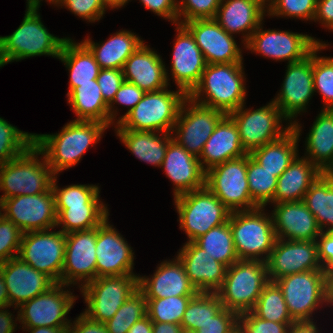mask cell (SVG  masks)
<instances>
[{"instance_id": "cell-71", "label": "cell", "mask_w": 333, "mask_h": 333, "mask_svg": "<svg viewBox=\"0 0 333 333\" xmlns=\"http://www.w3.org/2000/svg\"><path fill=\"white\" fill-rule=\"evenodd\" d=\"M325 174L333 181V164L325 171Z\"/></svg>"}, {"instance_id": "cell-67", "label": "cell", "mask_w": 333, "mask_h": 333, "mask_svg": "<svg viewBox=\"0 0 333 333\" xmlns=\"http://www.w3.org/2000/svg\"><path fill=\"white\" fill-rule=\"evenodd\" d=\"M68 327H35V328H23L24 331H28V333H67Z\"/></svg>"}, {"instance_id": "cell-36", "label": "cell", "mask_w": 333, "mask_h": 333, "mask_svg": "<svg viewBox=\"0 0 333 333\" xmlns=\"http://www.w3.org/2000/svg\"><path fill=\"white\" fill-rule=\"evenodd\" d=\"M115 131L117 137L137 159L154 167H161L168 144L173 140L172 133L126 129H115Z\"/></svg>"}, {"instance_id": "cell-14", "label": "cell", "mask_w": 333, "mask_h": 333, "mask_svg": "<svg viewBox=\"0 0 333 333\" xmlns=\"http://www.w3.org/2000/svg\"><path fill=\"white\" fill-rule=\"evenodd\" d=\"M63 287L68 285L56 283L47 292L22 303L18 307V321L22 328L69 327L71 320L66 315L77 297Z\"/></svg>"}, {"instance_id": "cell-49", "label": "cell", "mask_w": 333, "mask_h": 333, "mask_svg": "<svg viewBox=\"0 0 333 333\" xmlns=\"http://www.w3.org/2000/svg\"><path fill=\"white\" fill-rule=\"evenodd\" d=\"M194 296L146 298L147 315L152 322L180 324L190 299Z\"/></svg>"}, {"instance_id": "cell-16", "label": "cell", "mask_w": 333, "mask_h": 333, "mask_svg": "<svg viewBox=\"0 0 333 333\" xmlns=\"http://www.w3.org/2000/svg\"><path fill=\"white\" fill-rule=\"evenodd\" d=\"M262 29L261 23L244 47L251 52L263 55L265 58L276 61L287 60L288 64L302 60L318 44H324L308 34Z\"/></svg>"}, {"instance_id": "cell-25", "label": "cell", "mask_w": 333, "mask_h": 333, "mask_svg": "<svg viewBox=\"0 0 333 333\" xmlns=\"http://www.w3.org/2000/svg\"><path fill=\"white\" fill-rule=\"evenodd\" d=\"M176 257L198 292L216 293L220 289L227 266L209 256L194 241H186Z\"/></svg>"}, {"instance_id": "cell-40", "label": "cell", "mask_w": 333, "mask_h": 333, "mask_svg": "<svg viewBox=\"0 0 333 333\" xmlns=\"http://www.w3.org/2000/svg\"><path fill=\"white\" fill-rule=\"evenodd\" d=\"M56 213L64 234L98 227L109 216L106 205L56 206Z\"/></svg>"}, {"instance_id": "cell-3", "label": "cell", "mask_w": 333, "mask_h": 333, "mask_svg": "<svg viewBox=\"0 0 333 333\" xmlns=\"http://www.w3.org/2000/svg\"><path fill=\"white\" fill-rule=\"evenodd\" d=\"M20 26L8 36H0V67L26 58L48 55L59 58L67 37L51 34L41 21L40 5H27Z\"/></svg>"}, {"instance_id": "cell-4", "label": "cell", "mask_w": 333, "mask_h": 333, "mask_svg": "<svg viewBox=\"0 0 333 333\" xmlns=\"http://www.w3.org/2000/svg\"><path fill=\"white\" fill-rule=\"evenodd\" d=\"M54 176L44 154L32 144L17 158L0 165V190L4 192L0 200L47 192Z\"/></svg>"}, {"instance_id": "cell-66", "label": "cell", "mask_w": 333, "mask_h": 333, "mask_svg": "<svg viewBox=\"0 0 333 333\" xmlns=\"http://www.w3.org/2000/svg\"><path fill=\"white\" fill-rule=\"evenodd\" d=\"M325 303L333 306V270L325 271Z\"/></svg>"}, {"instance_id": "cell-10", "label": "cell", "mask_w": 333, "mask_h": 333, "mask_svg": "<svg viewBox=\"0 0 333 333\" xmlns=\"http://www.w3.org/2000/svg\"><path fill=\"white\" fill-rule=\"evenodd\" d=\"M244 107L245 104L228 115L237 125L243 149L249 154L279 139L292 128V124L283 127L282 121L288 119L273 101L256 110H244Z\"/></svg>"}, {"instance_id": "cell-62", "label": "cell", "mask_w": 333, "mask_h": 333, "mask_svg": "<svg viewBox=\"0 0 333 333\" xmlns=\"http://www.w3.org/2000/svg\"><path fill=\"white\" fill-rule=\"evenodd\" d=\"M8 307L0 308V333H13L15 332V327L17 323L15 321L19 320V314L17 318L14 319V315L11 312H8ZM13 316V317H12Z\"/></svg>"}, {"instance_id": "cell-46", "label": "cell", "mask_w": 333, "mask_h": 333, "mask_svg": "<svg viewBox=\"0 0 333 333\" xmlns=\"http://www.w3.org/2000/svg\"><path fill=\"white\" fill-rule=\"evenodd\" d=\"M34 143V133L19 130L0 117V165L23 154Z\"/></svg>"}, {"instance_id": "cell-33", "label": "cell", "mask_w": 333, "mask_h": 333, "mask_svg": "<svg viewBox=\"0 0 333 333\" xmlns=\"http://www.w3.org/2000/svg\"><path fill=\"white\" fill-rule=\"evenodd\" d=\"M93 54L101 69L122 70L126 60L144 43L139 36L128 30H120L106 42L96 43L89 36L81 41Z\"/></svg>"}, {"instance_id": "cell-68", "label": "cell", "mask_w": 333, "mask_h": 333, "mask_svg": "<svg viewBox=\"0 0 333 333\" xmlns=\"http://www.w3.org/2000/svg\"><path fill=\"white\" fill-rule=\"evenodd\" d=\"M9 307V296L4 281L2 271L0 269V308Z\"/></svg>"}, {"instance_id": "cell-52", "label": "cell", "mask_w": 333, "mask_h": 333, "mask_svg": "<svg viewBox=\"0 0 333 333\" xmlns=\"http://www.w3.org/2000/svg\"><path fill=\"white\" fill-rule=\"evenodd\" d=\"M23 234L20 228L2 215L0 218V265L11 258L18 257Z\"/></svg>"}, {"instance_id": "cell-45", "label": "cell", "mask_w": 333, "mask_h": 333, "mask_svg": "<svg viewBox=\"0 0 333 333\" xmlns=\"http://www.w3.org/2000/svg\"><path fill=\"white\" fill-rule=\"evenodd\" d=\"M147 315V300L138 289L105 324L108 333H127L141 318Z\"/></svg>"}, {"instance_id": "cell-26", "label": "cell", "mask_w": 333, "mask_h": 333, "mask_svg": "<svg viewBox=\"0 0 333 333\" xmlns=\"http://www.w3.org/2000/svg\"><path fill=\"white\" fill-rule=\"evenodd\" d=\"M272 219L278 239L316 241L321 230L303 201L273 204Z\"/></svg>"}, {"instance_id": "cell-23", "label": "cell", "mask_w": 333, "mask_h": 333, "mask_svg": "<svg viewBox=\"0 0 333 333\" xmlns=\"http://www.w3.org/2000/svg\"><path fill=\"white\" fill-rule=\"evenodd\" d=\"M175 43L173 46L171 72L176 85L187 96L199 83L207 65L203 53L183 24H176Z\"/></svg>"}, {"instance_id": "cell-34", "label": "cell", "mask_w": 333, "mask_h": 333, "mask_svg": "<svg viewBox=\"0 0 333 333\" xmlns=\"http://www.w3.org/2000/svg\"><path fill=\"white\" fill-rule=\"evenodd\" d=\"M301 129V124L295 119L286 134L253 150L250 156L278 178L299 155L297 147Z\"/></svg>"}, {"instance_id": "cell-35", "label": "cell", "mask_w": 333, "mask_h": 333, "mask_svg": "<svg viewBox=\"0 0 333 333\" xmlns=\"http://www.w3.org/2000/svg\"><path fill=\"white\" fill-rule=\"evenodd\" d=\"M307 136L305 158L325 173L333 164V110L322 109Z\"/></svg>"}, {"instance_id": "cell-8", "label": "cell", "mask_w": 333, "mask_h": 333, "mask_svg": "<svg viewBox=\"0 0 333 333\" xmlns=\"http://www.w3.org/2000/svg\"><path fill=\"white\" fill-rule=\"evenodd\" d=\"M180 229L193 242L214 227L226 223L231 211L206 187L174 197Z\"/></svg>"}, {"instance_id": "cell-31", "label": "cell", "mask_w": 333, "mask_h": 333, "mask_svg": "<svg viewBox=\"0 0 333 333\" xmlns=\"http://www.w3.org/2000/svg\"><path fill=\"white\" fill-rule=\"evenodd\" d=\"M246 154L240 141L237 125L229 115H225L205 143L198 159L203 170L207 172L225 161Z\"/></svg>"}, {"instance_id": "cell-30", "label": "cell", "mask_w": 333, "mask_h": 333, "mask_svg": "<svg viewBox=\"0 0 333 333\" xmlns=\"http://www.w3.org/2000/svg\"><path fill=\"white\" fill-rule=\"evenodd\" d=\"M265 13L267 7L263 0H221L214 19L228 34L242 32L245 45L263 23Z\"/></svg>"}, {"instance_id": "cell-17", "label": "cell", "mask_w": 333, "mask_h": 333, "mask_svg": "<svg viewBox=\"0 0 333 333\" xmlns=\"http://www.w3.org/2000/svg\"><path fill=\"white\" fill-rule=\"evenodd\" d=\"M2 214L24 233L53 229L57 225L55 195L52 187L42 194L3 199Z\"/></svg>"}, {"instance_id": "cell-58", "label": "cell", "mask_w": 333, "mask_h": 333, "mask_svg": "<svg viewBox=\"0 0 333 333\" xmlns=\"http://www.w3.org/2000/svg\"><path fill=\"white\" fill-rule=\"evenodd\" d=\"M146 9L158 16L171 21L172 24L178 23V0H139Z\"/></svg>"}, {"instance_id": "cell-7", "label": "cell", "mask_w": 333, "mask_h": 333, "mask_svg": "<svg viewBox=\"0 0 333 333\" xmlns=\"http://www.w3.org/2000/svg\"><path fill=\"white\" fill-rule=\"evenodd\" d=\"M268 282L265 262L238 260L227 267L225 279L216 294L224 308L239 315L253 310Z\"/></svg>"}, {"instance_id": "cell-54", "label": "cell", "mask_w": 333, "mask_h": 333, "mask_svg": "<svg viewBox=\"0 0 333 333\" xmlns=\"http://www.w3.org/2000/svg\"><path fill=\"white\" fill-rule=\"evenodd\" d=\"M291 324L263 320L252 311L239 314L238 316V330L241 333H288Z\"/></svg>"}, {"instance_id": "cell-61", "label": "cell", "mask_w": 333, "mask_h": 333, "mask_svg": "<svg viewBox=\"0 0 333 333\" xmlns=\"http://www.w3.org/2000/svg\"><path fill=\"white\" fill-rule=\"evenodd\" d=\"M314 21L333 31V0H317Z\"/></svg>"}, {"instance_id": "cell-24", "label": "cell", "mask_w": 333, "mask_h": 333, "mask_svg": "<svg viewBox=\"0 0 333 333\" xmlns=\"http://www.w3.org/2000/svg\"><path fill=\"white\" fill-rule=\"evenodd\" d=\"M9 296V307L14 309L47 292L56 283L46 274L37 271L19 257L11 258L0 265Z\"/></svg>"}, {"instance_id": "cell-73", "label": "cell", "mask_w": 333, "mask_h": 333, "mask_svg": "<svg viewBox=\"0 0 333 333\" xmlns=\"http://www.w3.org/2000/svg\"><path fill=\"white\" fill-rule=\"evenodd\" d=\"M183 333H195V332L184 331Z\"/></svg>"}, {"instance_id": "cell-55", "label": "cell", "mask_w": 333, "mask_h": 333, "mask_svg": "<svg viewBox=\"0 0 333 333\" xmlns=\"http://www.w3.org/2000/svg\"><path fill=\"white\" fill-rule=\"evenodd\" d=\"M144 94L145 92L135 84L124 81L120 86L119 90L116 92L114 100L108 106L109 126H111V124L114 125L115 120H117L116 122L118 123L129 111H131L140 102ZM114 104H120L124 107L127 106V112L124 115L118 117L119 119H115L118 113L117 109H114Z\"/></svg>"}, {"instance_id": "cell-39", "label": "cell", "mask_w": 333, "mask_h": 333, "mask_svg": "<svg viewBox=\"0 0 333 333\" xmlns=\"http://www.w3.org/2000/svg\"><path fill=\"white\" fill-rule=\"evenodd\" d=\"M303 202L315 216L321 232H333V181L325 173L310 186Z\"/></svg>"}, {"instance_id": "cell-57", "label": "cell", "mask_w": 333, "mask_h": 333, "mask_svg": "<svg viewBox=\"0 0 333 333\" xmlns=\"http://www.w3.org/2000/svg\"><path fill=\"white\" fill-rule=\"evenodd\" d=\"M123 71L119 69H100L97 82L104 101L110 105L115 98L116 92L124 82Z\"/></svg>"}, {"instance_id": "cell-51", "label": "cell", "mask_w": 333, "mask_h": 333, "mask_svg": "<svg viewBox=\"0 0 333 333\" xmlns=\"http://www.w3.org/2000/svg\"><path fill=\"white\" fill-rule=\"evenodd\" d=\"M220 3L221 0L177 1L178 23L183 24L197 19H214Z\"/></svg>"}, {"instance_id": "cell-41", "label": "cell", "mask_w": 333, "mask_h": 333, "mask_svg": "<svg viewBox=\"0 0 333 333\" xmlns=\"http://www.w3.org/2000/svg\"><path fill=\"white\" fill-rule=\"evenodd\" d=\"M194 242L215 260L230 267L239 260L235 250L229 219L226 223L214 227Z\"/></svg>"}, {"instance_id": "cell-18", "label": "cell", "mask_w": 333, "mask_h": 333, "mask_svg": "<svg viewBox=\"0 0 333 333\" xmlns=\"http://www.w3.org/2000/svg\"><path fill=\"white\" fill-rule=\"evenodd\" d=\"M285 79L278 95L272 101L292 124L298 114L305 112L314 95L313 50L302 60L287 63Z\"/></svg>"}, {"instance_id": "cell-64", "label": "cell", "mask_w": 333, "mask_h": 333, "mask_svg": "<svg viewBox=\"0 0 333 333\" xmlns=\"http://www.w3.org/2000/svg\"><path fill=\"white\" fill-rule=\"evenodd\" d=\"M153 333H183L184 330L180 324L168 322H152Z\"/></svg>"}, {"instance_id": "cell-53", "label": "cell", "mask_w": 333, "mask_h": 333, "mask_svg": "<svg viewBox=\"0 0 333 333\" xmlns=\"http://www.w3.org/2000/svg\"><path fill=\"white\" fill-rule=\"evenodd\" d=\"M55 6H65L74 15L87 22L99 21L108 9L103 0H55Z\"/></svg>"}, {"instance_id": "cell-60", "label": "cell", "mask_w": 333, "mask_h": 333, "mask_svg": "<svg viewBox=\"0 0 333 333\" xmlns=\"http://www.w3.org/2000/svg\"><path fill=\"white\" fill-rule=\"evenodd\" d=\"M67 333H108V331L105 323L93 321L80 313L67 328Z\"/></svg>"}, {"instance_id": "cell-47", "label": "cell", "mask_w": 333, "mask_h": 333, "mask_svg": "<svg viewBox=\"0 0 333 333\" xmlns=\"http://www.w3.org/2000/svg\"><path fill=\"white\" fill-rule=\"evenodd\" d=\"M57 176L52 181L56 206L105 205L99 198L100 188L93 184H72L59 188Z\"/></svg>"}, {"instance_id": "cell-11", "label": "cell", "mask_w": 333, "mask_h": 333, "mask_svg": "<svg viewBox=\"0 0 333 333\" xmlns=\"http://www.w3.org/2000/svg\"><path fill=\"white\" fill-rule=\"evenodd\" d=\"M205 186L231 211L252 210L247 180V154L230 159L206 172Z\"/></svg>"}, {"instance_id": "cell-6", "label": "cell", "mask_w": 333, "mask_h": 333, "mask_svg": "<svg viewBox=\"0 0 333 333\" xmlns=\"http://www.w3.org/2000/svg\"><path fill=\"white\" fill-rule=\"evenodd\" d=\"M264 209L258 207L230 213V229L239 260L266 263L272 252L277 237L272 215L265 213Z\"/></svg>"}, {"instance_id": "cell-13", "label": "cell", "mask_w": 333, "mask_h": 333, "mask_svg": "<svg viewBox=\"0 0 333 333\" xmlns=\"http://www.w3.org/2000/svg\"><path fill=\"white\" fill-rule=\"evenodd\" d=\"M39 230L25 232L18 257L28 265L61 283L65 260L66 234L61 230Z\"/></svg>"}, {"instance_id": "cell-50", "label": "cell", "mask_w": 333, "mask_h": 333, "mask_svg": "<svg viewBox=\"0 0 333 333\" xmlns=\"http://www.w3.org/2000/svg\"><path fill=\"white\" fill-rule=\"evenodd\" d=\"M317 0H269L266 3L269 16L314 20Z\"/></svg>"}, {"instance_id": "cell-9", "label": "cell", "mask_w": 333, "mask_h": 333, "mask_svg": "<svg viewBox=\"0 0 333 333\" xmlns=\"http://www.w3.org/2000/svg\"><path fill=\"white\" fill-rule=\"evenodd\" d=\"M138 277L136 274H127L98 277L89 282L80 288L87 304L82 313L93 321L106 323L138 290Z\"/></svg>"}, {"instance_id": "cell-21", "label": "cell", "mask_w": 333, "mask_h": 333, "mask_svg": "<svg viewBox=\"0 0 333 333\" xmlns=\"http://www.w3.org/2000/svg\"><path fill=\"white\" fill-rule=\"evenodd\" d=\"M108 220L107 217L97 227L96 278L135 274L134 252Z\"/></svg>"}, {"instance_id": "cell-19", "label": "cell", "mask_w": 333, "mask_h": 333, "mask_svg": "<svg viewBox=\"0 0 333 333\" xmlns=\"http://www.w3.org/2000/svg\"><path fill=\"white\" fill-rule=\"evenodd\" d=\"M96 239L97 227L66 234L61 284L82 288L96 279Z\"/></svg>"}, {"instance_id": "cell-42", "label": "cell", "mask_w": 333, "mask_h": 333, "mask_svg": "<svg viewBox=\"0 0 333 333\" xmlns=\"http://www.w3.org/2000/svg\"><path fill=\"white\" fill-rule=\"evenodd\" d=\"M222 308L216 293L198 292L190 299L180 325L184 331L196 332Z\"/></svg>"}, {"instance_id": "cell-59", "label": "cell", "mask_w": 333, "mask_h": 333, "mask_svg": "<svg viewBox=\"0 0 333 333\" xmlns=\"http://www.w3.org/2000/svg\"><path fill=\"white\" fill-rule=\"evenodd\" d=\"M316 242L323 271L333 270V232H321Z\"/></svg>"}, {"instance_id": "cell-15", "label": "cell", "mask_w": 333, "mask_h": 333, "mask_svg": "<svg viewBox=\"0 0 333 333\" xmlns=\"http://www.w3.org/2000/svg\"><path fill=\"white\" fill-rule=\"evenodd\" d=\"M225 115L220 110L197 104L187 97L179 110L172 131V135L176 136L173 139L188 153L199 158L205 143Z\"/></svg>"}, {"instance_id": "cell-63", "label": "cell", "mask_w": 333, "mask_h": 333, "mask_svg": "<svg viewBox=\"0 0 333 333\" xmlns=\"http://www.w3.org/2000/svg\"><path fill=\"white\" fill-rule=\"evenodd\" d=\"M316 322L294 321L288 329V333H319Z\"/></svg>"}, {"instance_id": "cell-2", "label": "cell", "mask_w": 333, "mask_h": 333, "mask_svg": "<svg viewBox=\"0 0 333 333\" xmlns=\"http://www.w3.org/2000/svg\"><path fill=\"white\" fill-rule=\"evenodd\" d=\"M243 63L207 64L188 97L197 104L226 115L245 104L247 95Z\"/></svg>"}, {"instance_id": "cell-44", "label": "cell", "mask_w": 333, "mask_h": 333, "mask_svg": "<svg viewBox=\"0 0 333 333\" xmlns=\"http://www.w3.org/2000/svg\"><path fill=\"white\" fill-rule=\"evenodd\" d=\"M252 312L263 320L277 323H293L282 290L274 281H269L263 288Z\"/></svg>"}, {"instance_id": "cell-28", "label": "cell", "mask_w": 333, "mask_h": 333, "mask_svg": "<svg viewBox=\"0 0 333 333\" xmlns=\"http://www.w3.org/2000/svg\"><path fill=\"white\" fill-rule=\"evenodd\" d=\"M124 80L138 86L144 92L168 87L169 73L156 51L143 43L125 62Z\"/></svg>"}, {"instance_id": "cell-12", "label": "cell", "mask_w": 333, "mask_h": 333, "mask_svg": "<svg viewBox=\"0 0 333 333\" xmlns=\"http://www.w3.org/2000/svg\"><path fill=\"white\" fill-rule=\"evenodd\" d=\"M275 282L282 290L291 318L294 321H313V312L325 303V271L294 273Z\"/></svg>"}, {"instance_id": "cell-29", "label": "cell", "mask_w": 333, "mask_h": 333, "mask_svg": "<svg viewBox=\"0 0 333 333\" xmlns=\"http://www.w3.org/2000/svg\"><path fill=\"white\" fill-rule=\"evenodd\" d=\"M161 168L175 185L174 197L205 186L206 172L199 159L188 153L174 139L168 144Z\"/></svg>"}, {"instance_id": "cell-1", "label": "cell", "mask_w": 333, "mask_h": 333, "mask_svg": "<svg viewBox=\"0 0 333 333\" xmlns=\"http://www.w3.org/2000/svg\"><path fill=\"white\" fill-rule=\"evenodd\" d=\"M106 124L96 121H70L59 133L35 134L34 145L44 154L55 176L75 166L91 145L97 144Z\"/></svg>"}, {"instance_id": "cell-65", "label": "cell", "mask_w": 333, "mask_h": 333, "mask_svg": "<svg viewBox=\"0 0 333 333\" xmlns=\"http://www.w3.org/2000/svg\"><path fill=\"white\" fill-rule=\"evenodd\" d=\"M127 333H153L152 332V321L149 316L146 315L138 320Z\"/></svg>"}, {"instance_id": "cell-56", "label": "cell", "mask_w": 333, "mask_h": 333, "mask_svg": "<svg viewBox=\"0 0 333 333\" xmlns=\"http://www.w3.org/2000/svg\"><path fill=\"white\" fill-rule=\"evenodd\" d=\"M238 314L222 308L195 333H235L238 330Z\"/></svg>"}, {"instance_id": "cell-72", "label": "cell", "mask_w": 333, "mask_h": 333, "mask_svg": "<svg viewBox=\"0 0 333 333\" xmlns=\"http://www.w3.org/2000/svg\"><path fill=\"white\" fill-rule=\"evenodd\" d=\"M2 203H1V200H0V218L2 217Z\"/></svg>"}, {"instance_id": "cell-43", "label": "cell", "mask_w": 333, "mask_h": 333, "mask_svg": "<svg viewBox=\"0 0 333 333\" xmlns=\"http://www.w3.org/2000/svg\"><path fill=\"white\" fill-rule=\"evenodd\" d=\"M247 180L252 201L258 207L273 203L277 188V177L264 169L247 153Z\"/></svg>"}, {"instance_id": "cell-48", "label": "cell", "mask_w": 333, "mask_h": 333, "mask_svg": "<svg viewBox=\"0 0 333 333\" xmlns=\"http://www.w3.org/2000/svg\"><path fill=\"white\" fill-rule=\"evenodd\" d=\"M328 44H318L313 49V83L314 91L323 97V109L333 110V58L317 55Z\"/></svg>"}, {"instance_id": "cell-22", "label": "cell", "mask_w": 333, "mask_h": 333, "mask_svg": "<svg viewBox=\"0 0 333 333\" xmlns=\"http://www.w3.org/2000/svg\"><path fill=\"white\" fill-rule=\"evenodd\" d=\"M183 25L192 34L207 64L243 63L242 50L235 37L228 34L215 19H197Z\"/></svg>"}, {"instance_id": "cell-38", "label": "cell", "mask_w": 333, "mask_h": 333, "mask_svg": "<svg viewBox=\"0 0 333 333\" xmlns=\"http://www.w3.org/2000/svg\"><path fill=\"white\" fill-rule=\"evenodd\" d=\"M67 98L77 116L75 121H96L109 127V105L104 101L97 79L74 87Z\"/></svg>"}, {"instance_id": "cell-27", "label": "cell", "mask_w": 333, "mask_h": 333, "mask_svg": "<svg viewBox=\"0 0 333 333\" xmlns=\"http://www.w3.org/2000/svg\"><path fill=\"white\" fill-rule=\"evenodd\" d=\"M150 278L138 277V289L145 298H167L171 296H195L198 291L191 284L180 260H164L158 264Z\"/></svg>"}, {"instance_id": "cell-69", "label": "cell", "mask_w": 333, "mask_h": 333, "mask_svg": "<svg viewBox=\"0 0 333 333\" xmlns=\"http://www.w3.org/2000/svg\"><path fill=\"white\" fill-rule=\"evenodd\" d=\"M130 0H103L107 8L118 9L126 5Z\"/></svg>"}, {"instance_id": "cell-5", "label": "cell", "mask_w": 333, "mask_h": 333, "mask_svg": "<svg viewBox=\"0 0 333 333\" xmlns=\"http://www.w3.org/2000/svg\"><path fill=\"white\" fill-rule=\"evenodd\" d=\"M167 88L145 92L140 102L115 123V129L172 133L181 105L188 96L180 89Z\"/></svg>"}, {"instance_id": "cell-37", "label": "cell", "mask_w": 333, "mask_h": 333, "mask_svg": "<svg viewBox=\"0 0 333 333\" xmlns=\"http://www.w3.org/2000/svg\"><path fill=\"white\" fill-rule=\"evenodd\" d=\"M58 59L70 73L67 93L79 84L93 83L101 69L90 50L82 42L76 43L69 37L64 42Z\"/></svg>"}, {"instance_id": "cell-70", "label": "cell", "mask_w": 333, "mask_h": 333, "mask_svg": "<svg viewBox=\"0 0 333 333\" xmlns=\"http://www.w3.org/2000/svg\"><path fill=\"white\" fill-rule=\"evenodd\" d=\"M42 0H27V5H40V2ZM48 1L50 4H52L55 0H46Z\"/></svg>"}, {"instance_id": "cell-32", "label": "cell", "mask_w": 333, "mask_h": 333, "mask_svg": "<svg viewBox=\"0 0 333 333\" xmlns=\"http://www.w3.org/2000/svg\"><path fill=\"white\" fill-rule=\"evenodd\" d=\"M322 172L305 156L299 155L277 178L273 204L303 201L304 195Z\"/></svg>"}, {"instance_id": "cell-20", "label": "cell", "mask_w": 333, "mask_h": 333, "mask_svg": "<svg viewBox=\"0 0 333 333\" xmlns=\"http://www.w3.org/2000/svg\"><path fill=\"white\" fill-rule=\"evenodd\" d=\"M266 264L269 281L274 282L294 273L323 270L318 258L316 241H294L277 238Z\"/></svg>"}]
</instances>
